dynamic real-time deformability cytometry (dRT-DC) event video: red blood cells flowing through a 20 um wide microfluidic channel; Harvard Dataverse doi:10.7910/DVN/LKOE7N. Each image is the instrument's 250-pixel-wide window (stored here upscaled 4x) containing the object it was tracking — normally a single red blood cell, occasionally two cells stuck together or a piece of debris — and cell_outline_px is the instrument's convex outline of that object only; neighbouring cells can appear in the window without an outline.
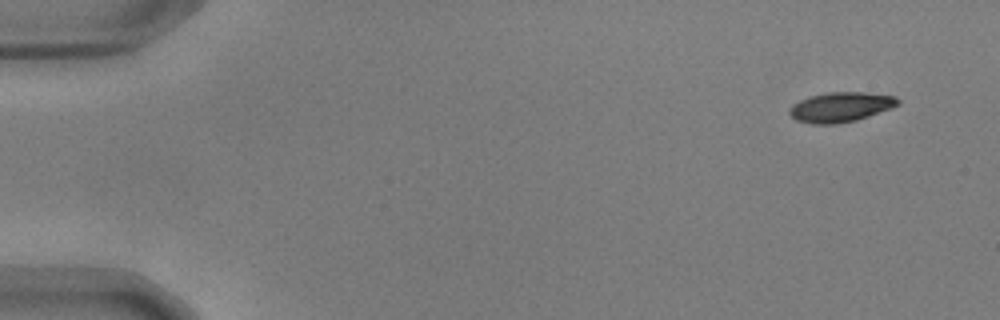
{"species": "common noctule bat (a hibernating species)", "species_latin": "Nyctalus noctula", "temperature_condition": "warm", "stored_images_in_passage": 52, "camera_frame_rate_fps": 3000, "um_per_image_px": 0.085, "animal": {"sex": "male", "body_mass_g": 17.9, "forearm_length_mm": 54.2}, "frame": {"image": 1, "passage_image": 1, "time_ms": 0.0, "image_size_px": [1000, 320], "cell_outline_px": [[900, 104], [892, 108], [856, 120], [836, 124], [812, 124], [796, 120], [788, 112], [788, 108], [792, 104], [800, 100], [812, 96], [828, 92], [864, 92], [896, 96], [900, 100]], "centroid_in_image_um": [71.46, 9.1], "position_along_channel_um": 13.5, "area_um2": 18.9}}
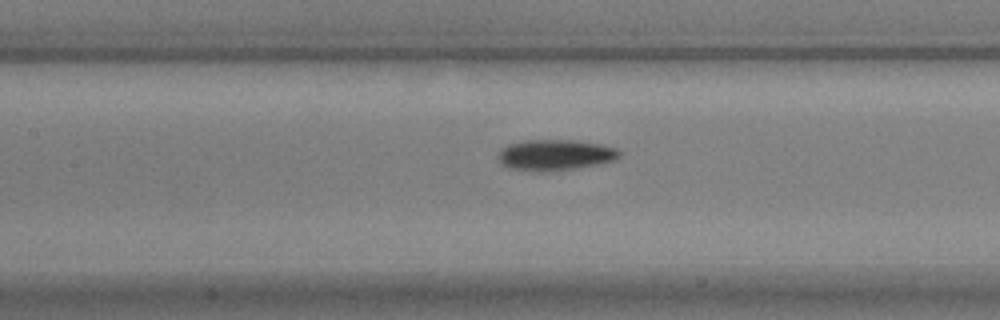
{"frame": {"image": 2, "passage_image": 23, "time_ms": 7.333, "image_size_px": [1000, 320], "cell_outline_px": [[620, 156], [616, 160], [576, 168], [540, 172], [508, 168], [500, 164], [496, 156], [500, 148], [508, 144], [524, 140], [576, 140], [600, 144], [616, 148], [620, 152]], "centroid_in_image_um": [47.12, 13.17], "position_along_channel_um": 160.3, "area_um2": 22.02}}
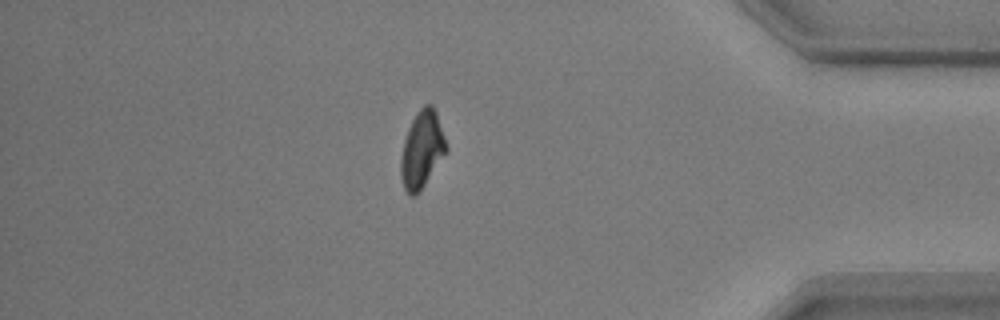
{"frame": {"image": 3, "passage_image": 45, "time_ms": 14.667, "image_size_px": [1000, 320], "cell_outline_px": [[448, 148], [420, 192], [416, 196], [412, 196], [404, 188], [400, 176], [400, 160], [404, 140], [408, 128], [412, 120], [420, 108], [424, 104], [432, 104], [436, 112]], "centroid_in_image_um": [35.84, 12.72], "position_along_channel_um": 399.4, "area_um2": 20.17}, "authors_computed_cell_mechanics": {"area_um2": 20.23, "velocity_mm_per_s": 3.6831, "shape_relaxation_time_tau1_ms": 3.1963, "shape_relaxation_time_tau2_ms": 5.6903, "deformation_change_tau1": 0.1324, "deformation_change_tau2": 0.1066}}